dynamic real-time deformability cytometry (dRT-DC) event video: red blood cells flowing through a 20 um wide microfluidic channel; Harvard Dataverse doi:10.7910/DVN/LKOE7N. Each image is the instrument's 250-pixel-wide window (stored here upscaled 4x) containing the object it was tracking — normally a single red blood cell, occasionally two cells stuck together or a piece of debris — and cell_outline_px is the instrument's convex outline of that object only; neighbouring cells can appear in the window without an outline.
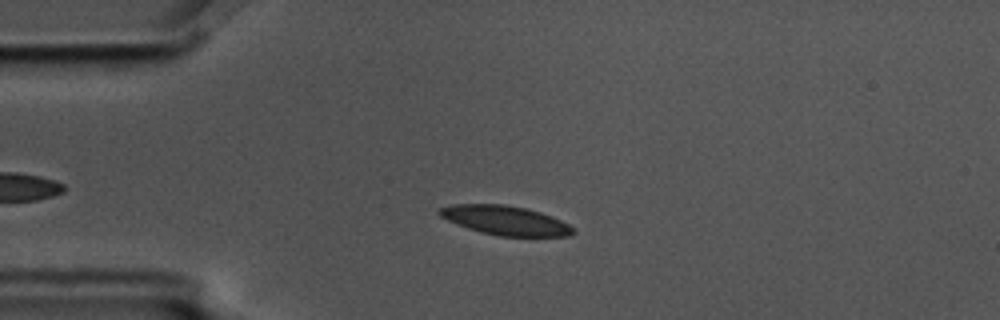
{"species": "common noctule bat (a hibernating species)", "species_latin": "Nyctalus noctula", "temperature_condition": "cold", "stored_images_in_passage": 4, "camera_frame_rate_fps": 3000, "um_per_image_px": 0.085, "animal": {"sex": "male", "body_mass_g": 17.5, "forearm_length_mm": 52.3}, "frame": {"image": 1, "passage_image": 3, "time_ms": 0.667, "image_size_px": [1000, 320], "cell_outline_px": [[576, 232], [568, 236], [500, 236], [480, 232], [456, 224], [440, 216], [436, 212], [440, 208], [452, 204], [504, 204], [528, 208], [552, 216], [568, 224]], "centroid_in_image_um": [42.93, 18.72], "position_along_channel_um": 42.1, "area_um2": 22.77}}